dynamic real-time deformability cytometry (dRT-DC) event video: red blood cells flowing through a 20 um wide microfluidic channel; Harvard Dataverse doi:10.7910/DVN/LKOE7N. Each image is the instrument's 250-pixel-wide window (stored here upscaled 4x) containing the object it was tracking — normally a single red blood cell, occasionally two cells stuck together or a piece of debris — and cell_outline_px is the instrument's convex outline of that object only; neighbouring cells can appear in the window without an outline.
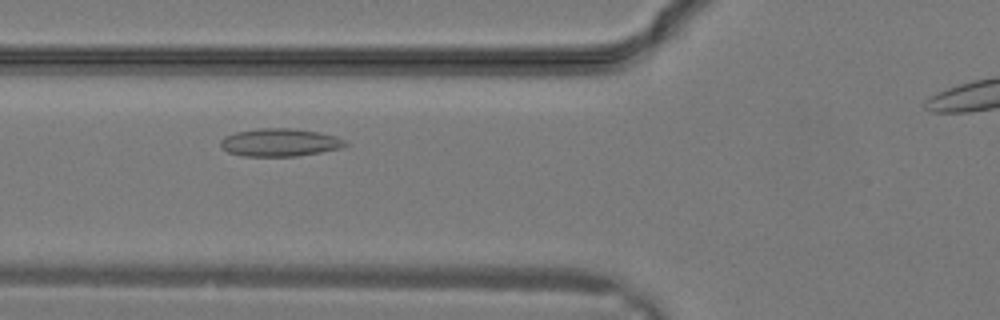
{"species": "common noctule bat (a hibernating species)", "species_latin": "Nyctalus noctula", "temperature_condition": "warm", "stored_images_in_passage": 22, "camera_frame_rate_fps": 3000, "um_per_image_px": 0.085, "animal": {"sex": "male", "body_mass_g": 19.2, "forearm_length_mm": 51.8}, "frame": {"image": 1, "passage_image": 6, "time_ms": 1.667, "image_size_px": [1000, 320], "cell_outline_px": [[348, 144], [340, 148], [320, 152], [296, 156], [244, 156], [228, 152], [220, 144], [220, 140], [224, 136], [236, 132], [256, 128], [292, 128], [316, 132], [336, 136], [344, 140]], "centroid_in_image_um": [23.76, 12.1], "position_along_channel_um": 102.0, "area_um2": 20.11}}
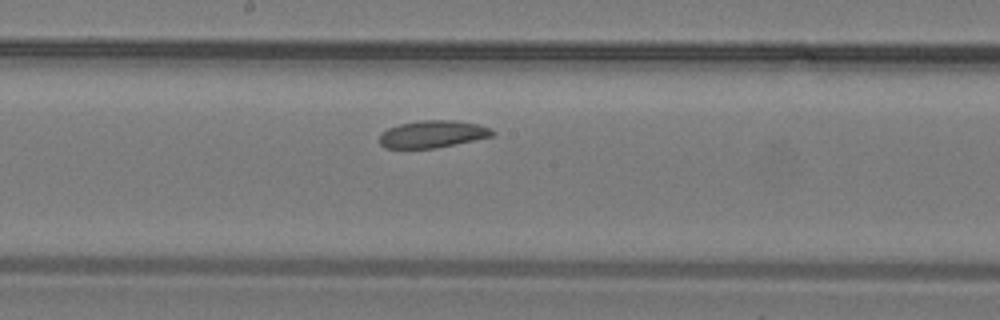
{"frame": {"image": 2, "passage_image": 11, "time_ms": 3.333, "image_size_px": [1000, 320], "cell_outline_px": [[496, 132], [492, 136], [456, 144], [436, 148], [384, 148], [380, 144], [380, 136], [388, 128], [400, 124], [420, 120], [456, 120], [480, 124], [492, 128]], "centroid_in_image_um": [36.82, 11.39], "position_along_channel_um": 211.4, "area_um2": 17.98}}
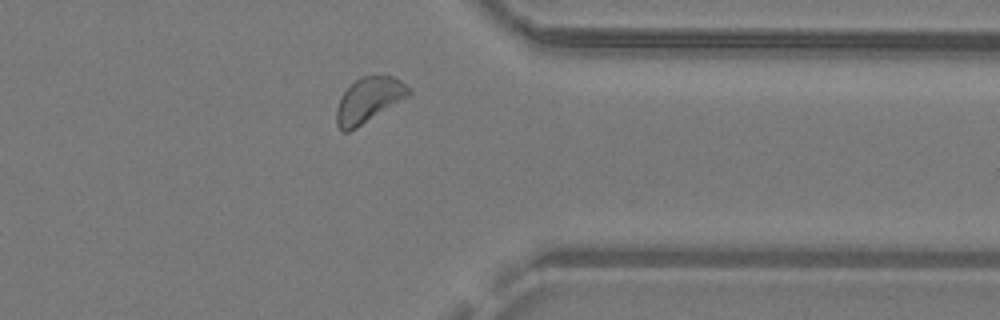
{"frame": {"image": 3, "passage_image": 19, "time_ms": 6.0, "image_size_px": [1000, 320], "cell_outline_px": [[412, 92], [408, 96], [356, 128], [348, 132], [340, 132], [336, 124], [336, 108], [344, 92], [360, 76], [392, 76], [400, 80], [412, 88]], "centroid_in_image_um": [31.34, 8.51], "position_along_channel_um": 380.1, "area_um2": 18.79}}